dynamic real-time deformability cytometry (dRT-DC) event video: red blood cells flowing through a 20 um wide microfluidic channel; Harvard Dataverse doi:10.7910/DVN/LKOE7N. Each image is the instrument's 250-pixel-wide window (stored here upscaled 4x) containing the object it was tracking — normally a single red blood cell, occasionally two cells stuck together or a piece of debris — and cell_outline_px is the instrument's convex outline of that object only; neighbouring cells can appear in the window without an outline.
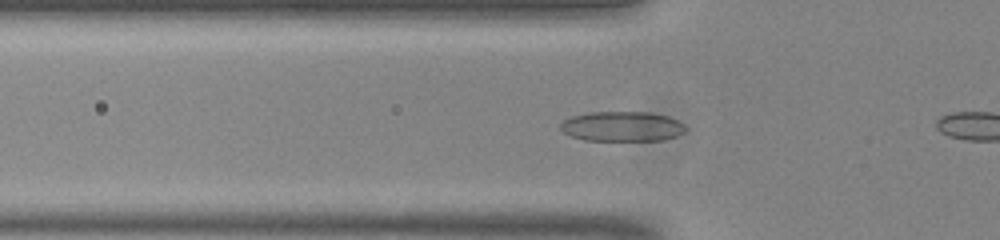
{"species": "common noctule bat (a hibernating species)", "species_latin": "Nyctalus noctula", "temperature_condition": "room temperature", "stored_images_in_passage": 44, "camera_frame_rate_fps": 3000, "um_per_image_px": 0.085, "animal": {"sex": "male", "body_mass_g": 20.0, "forearm_length_mm": 53.3}, "frame": {"image": 1, "passage_image": 19, "time_ms": 6.0, "image_size_px": [1000, 240], "cell_outline_px": [[688, 128], [684, 132], [676, 136], [664, 140], [584, 140], [572, 136], [564, 132], [560, 128], [560, 124], [564, 120], [572, 116], [588, 112], [652, 112], [668, 116], [684, 124]], "centroid_in_image_um": [52.9, 10.74], "position_along_channel_um": 72.9, "area_um2": 21.85}}
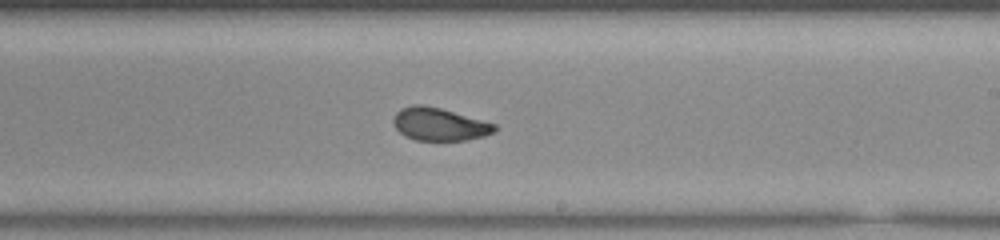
{"frame": {"image": 2, "passage_image": 33, "time_ms": 10.667, "image_size_px": [1000, 240], "cell_outline_px": [[496, 132], [484, 136], [468, 140], [416, 140], [404, 136], [396, 128], [392, 120], [396, 112], [400, 108], [412, 104], [424, 104], [440, 108], [496, 124]], "centroid_in_image_um": [37.33, 10.55], "position_along_channel_um": 251.7, "area_um2": 19.42}}
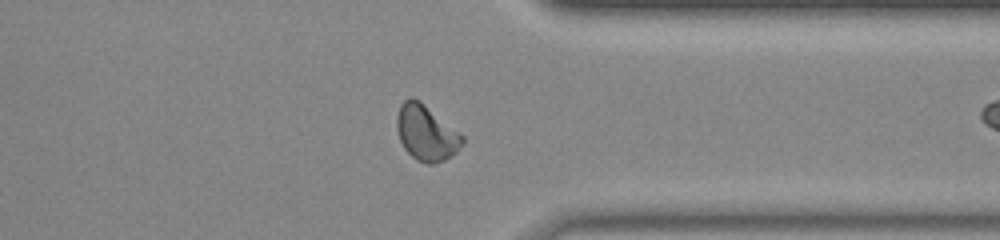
{"frame": {"image": 3, "passage_image": 43, "time_ms": 14.0, "image_size_px": [1000, 240], "cell_outline_px": [[464, 144], [452, 156], [444, 160], [432, 164], [428, 164], [416, 160], [404, 148], [400, 140], [396, 128], [396, 116], [400, 104], [408, 96], [412, 96], [420, 100], [460, 132], [464, 136]], "centroid_in_image_um": [36.23, 11.27], "position_along_channel_um": 375.2, "area_um2": 21.56}}